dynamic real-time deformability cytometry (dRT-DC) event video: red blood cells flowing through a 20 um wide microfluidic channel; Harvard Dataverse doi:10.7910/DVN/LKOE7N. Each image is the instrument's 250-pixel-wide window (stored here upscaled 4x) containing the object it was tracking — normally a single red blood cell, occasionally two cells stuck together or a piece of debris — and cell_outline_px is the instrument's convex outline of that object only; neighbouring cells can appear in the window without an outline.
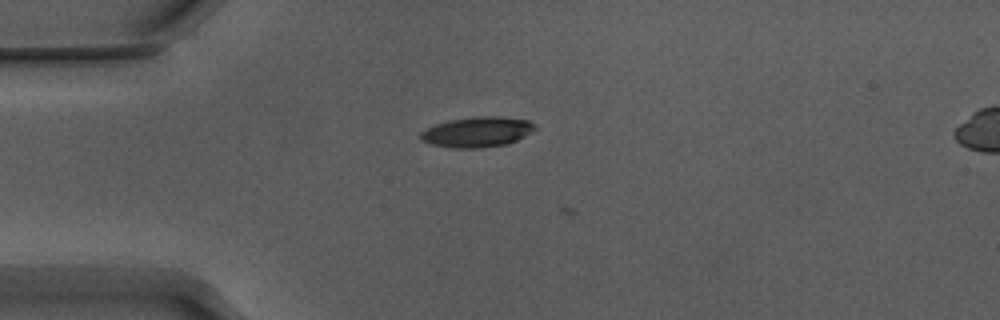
{"species": "Egyptian fruit bat (a non-hibernating species)", "species_latin": "Rousettus aegyptiacus", "temperature_condition": "warm", "stored_images_in_passage": 7, "camera_frame_rate_fps": 3000, "um_per_image_px": 0.085, "animal": {"sex": "male"}, "frame": {"image": 1, "passage_image": 6, "time_ms": 1.667, "image_size_px": [1000, 320], "cell_outline_px": [[536, 128], [532, 132], [516, 140], [504, 144], [480, 148], [456, 148], [432, 144], [420, 140], [420, 132], [436, 124], [448, 120], [476, 116], [496, 116], [528, 120], [536, 124]], "centroid_in_image_um": [40.56, 11.21], "position_along_channel_um": 44.4, "area_um2": 20.06}}